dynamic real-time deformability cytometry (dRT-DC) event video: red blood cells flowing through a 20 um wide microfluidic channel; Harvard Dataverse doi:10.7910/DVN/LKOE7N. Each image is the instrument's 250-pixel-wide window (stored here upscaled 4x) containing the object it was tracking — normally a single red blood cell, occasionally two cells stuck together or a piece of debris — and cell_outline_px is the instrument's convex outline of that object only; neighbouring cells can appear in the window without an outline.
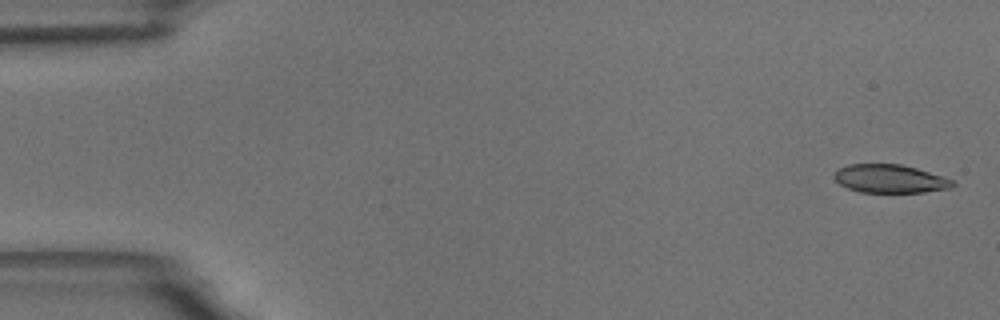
{"species": "common noctule bat (a hibernating species)", "species_latin": "Nyctalus noctula", "temperature_condition": "room temperature", "stored_images_in_passage": 55, "camera_frame_rate_fps": 3000, "um_per_image_px": 0.085, "animal": {"sex": "male", "body_mass_g": 18.8}, "frame": {"image": 1, "passage_image": 1, "time_ms": 0.0, "image_size_px": [1000, 320], "cell_outline_px": [[956, 184], [952, 188], [924, 192], [860, 192], [848, 188], [840, 184], [832, 176], [840, 168], [848, 164], [900, 164], [916, 168], [952, 180]], "centroid_in_image_um": [75.64, 15.2], "position_along_channel_um": 9.4, "area_um2": 19.36}}
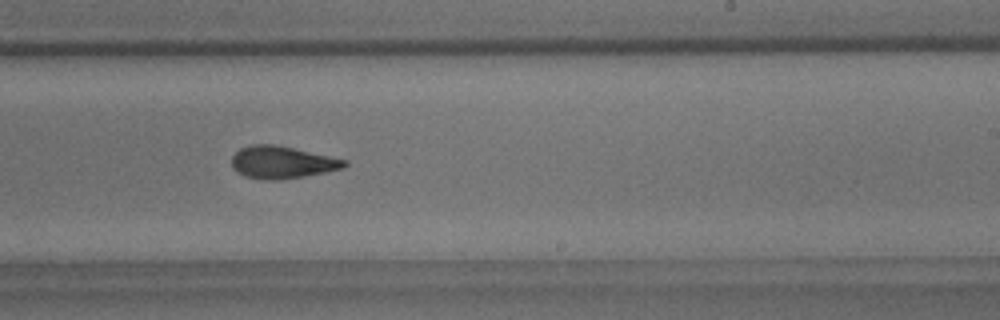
{"frame": {"image": 2, "passage_image": 33, "time_ms": 10.667, "image_size_px": [1000, 320], "cell_outline_px": [[348, 164], [344, 168], [304, 176], [276, 180], [264, 180], [244, 176], [236, 172], [232, 168], [232, 156], [240, 148], [252, 144], [276, 144], [348, 160]], "centroid_in_image_um": [23.96, 13.79], "position_along_channel_um": 265.0, "area_um2": 21.33}}
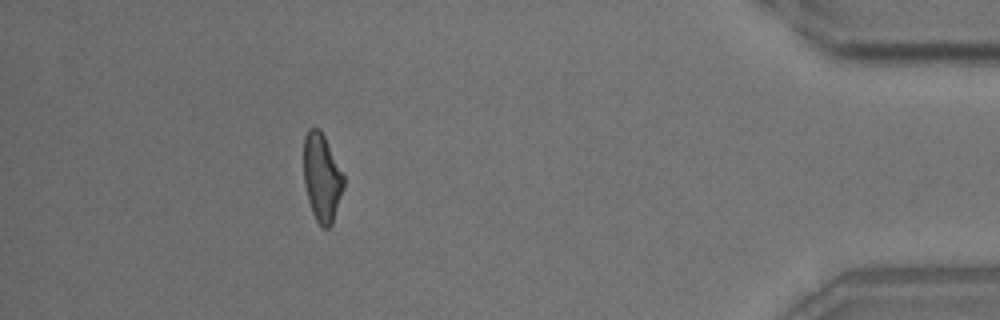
{"frame": {"image": 3, "passage_image": 49, "time_ms": 16.0, "image_size_px": [1000, 320], "cell_outline_px": [[344, 188], [332, 224], [328, 228], [324, 228], [316, 220], [312, 212], [308, 200], [304, 184], [304, 136], [308, 128], [320, 128], [344, 176]], "centroid_in_image_um": [27.35, 15.09], "position_along_channel_um": 407.8, "area_um2": 20.4}, "authors_computed_cell_mechanics": {"area_um2": 21.1548, "velocity_mm_per_s": 3.6541, "shape_relaxation_time_tau1_ms": 6.4552, "shape_relaxation_time_tau2_ms": 2.542, "deformation_change_tau1": 0.2137, "deformation_change_tau2": 0.11}}